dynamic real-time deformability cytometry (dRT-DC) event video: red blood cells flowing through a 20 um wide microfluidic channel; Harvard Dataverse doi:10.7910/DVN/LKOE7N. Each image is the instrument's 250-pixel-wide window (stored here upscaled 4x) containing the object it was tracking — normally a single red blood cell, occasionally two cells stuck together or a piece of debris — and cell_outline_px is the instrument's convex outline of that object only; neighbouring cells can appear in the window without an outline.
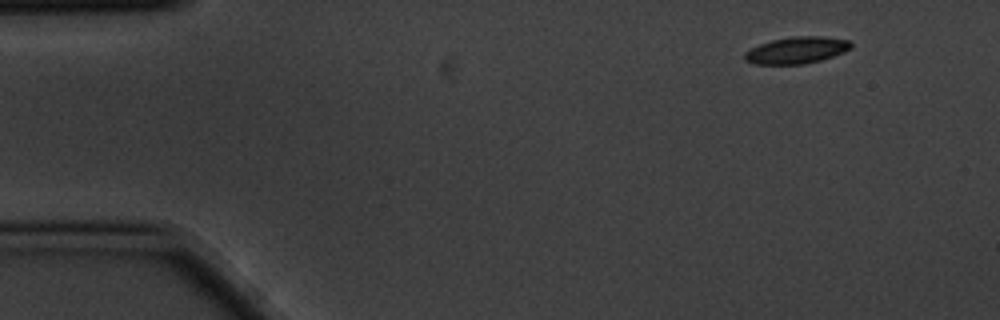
{"species": "common noctule bat (a hibernating species)", "species_latin": "Nyctalus noctula", "temperature_condition": "cold", "stored_images_in_passage": 2, "camera_frame_rate_fps": 3000, "um_per_image_px": 0.085, "animal": {"sex": "male", "body_mass_g": 20.1, "forearm_length_mm": 53.5}, "frame": {"image": 1, "passage_image": 1, "time_ms": 0.0, "image_size_px": [1000, 320], "cell_outline_px": [[852, 48], [844, 52], [820, 60], [804, 64], [756, 64], [744, 60], [744, 52], [760, 44], [772, 40], [792, 36], [824, 36], [848, 40], [852, 44]], "centroid_in_image_um": [67.72, 4.26], "position_along_channel_um": 17.3, "area_um2": 16.53}}